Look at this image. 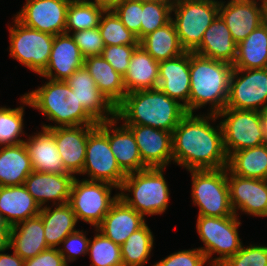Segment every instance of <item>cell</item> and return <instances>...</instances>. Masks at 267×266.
<instances>
[{
	"instance_id": "obj_42",
	"label": "cell",
	"mask_w": 267,
	"mask_h": 266,
	"mask_svg": "<svg viewBox=\"0 0 267 266\" xmlns=\"http://www.w3.org/2000/svg\"><path fill=\"white\" fill-rule=\"evenodd\" d=\"M126 28L141 40L142 0H121L113 9Z\"/></svg>"
},
{
	"instance_id": "obj_24",
	"label": "cell",
	"mask_w": 267,
	"mask_h": 266,
	"mask_svg": "<svg viewBox=\"0 0 267 266\" xmlns=\"http://www.w3.org/2000/svg\"><path fill=\"white\" fill-rule=\"evenodd\" d=\"M33 135H28V138L23 142L30 157L33 171L70 174L64 168L53 133L42 127L40 132Z\"/></svg>"
},
{
	"instance_id": "obj_46",
	"label": "cell",
	"mask_w": 267,
	"mask_h": 266,
	"mask_svg": "<svg viewBox=\"0 0 267 266\" xmlns=\"http://www.w3.org/2000/svg\"><path fill=\"white\" fill-rule=\"evenodd\" d=\"M139 45H111L105 46L102 52L103 58L110 63L116 72L124 76L134 50Z\"/></svg>"
},
{
	"instance_id": "obj_36",
	"label": "cell",
	"mask_w": 267,
	"mask_h": 266,
	"mask_svg": "<svg viewBox=\"0 0 267 266\" xmlns=\"http://www.w3.org/2000/svg\"><path fill=\"white\" fill-rule=\"evenodd\" d=\"M153 244V233L145 223L121 245L123 266H144L149 261Z\"/></svg>"
},
{
	"instance_id": "obj_40",
	"label": "cell",
	"mask_w": 267,
	"mask_h": 266,
	"mask_svg": "<svg viewBox=\"0 0 267 266\" xmlns=\"http://www.w3.org/2000/svg\"><path fill=\"white\" fill-rule=\"evenodd\" d=\"M91 266H123L121 246L105 237L95 228V237L89 241Z\"/></svg>"
},
{
	"instance_id": "obj_1",
	"label": "cell",
	"mask_w": 267,
	"mask_h": 266,
	"mask_svg": "<svg viewBox=\"0 0 267 266\" xmlns=\"http://www.w3.org/2000/svg\"><path fill=\"white\" fill-rule=\"evenodd\" d=\"M206 114L187 113L172 132L173 164L187 171L227 168L221 124H210L219 118Z\"/></svg>"
},
{
	"instance_id": "obj_50",
	"label": "cell",
	"mask_w": 267,
	"mask_h": 266,
	"mask_svg": "<svg viewBox=\"0 0 267 266\" xmlns=\"http://www.w3.org/2000/svg\"><path fill=\"white\" fill-rule=\"evenodd\" d=\"M10 229L11 227L8 225L4 223L0 224V252L10 249Z\"/></svg>"
},
{
	"instance_id": "obj_48",
	"label": "cell",
	"mask_w": 267,
	"mask_h": 266,
	"mask_svg": "<svg viewBox=\"0 0 267 266\" xmlns=\"http://www.w3.org/2000/svg\"><path fill=\"white\" fill-rule=\"evenodd\" d=\"M24 266H69L57 248H48L33 258L24 260Z\"/></svg>"
},
{
	"instance_id": "obj_16",
	"label": "cell",
	"mask_w": 267,
	"mask_h": 266,
	"mask_svg": "<svg viewBox=\"0 0 267 266\" xmlns=\"http://www.w3.org/2000/svg\"><path fill=\"white\" fill-rule=\"evenodd\" d=\"M138 145L143 164L147 168H164L173 161L172 133L143 125H125Z\"/></svg>"
},
{
	"instance_id": "obj_28",
	"label": "cell",
	"mask_w": 267,
	"mask_h": 266,
	"mask_svg": "<svg viewBox=\"0 0 267 266\" xmlns=\"http://www.w3.org/2000/svg\"><path fill=\"white\" fill-rule=\"evenodd\" d=\"M9 247L23 260L33 258L48 249L41 216L28 218L12 226Z\"/></svg>"
},
{
	"instance_id": "obj_41",
	"label": "cell",
	"mask_w": 267,
	"mask_h": 266,
	"mask_svg": "<svg viewBox=\"0 0 267 266\" xmlns=\"http://www.w3.org/2000/svg\"><path fill=\"white\" fill-rule=\"evenodd\" d=\"M172 16L171 5L157 1L142 0L141 39L168 24Z\"/></svg>"
},
{
	"instance_id": "obj_43",
	"label": "cell",
	"mask_w": 267,
	"mask_h": 266,
	"mask_svg": "<svg viewBox=\"0 0 267 266\" xmlns=\"http://www.w3.org/2000/svg\"><path fill=\"white\" fill-rule=\"evenodd\" d=\"M219 266H267V246L251 244L242 248Z\"/></svg>"
},
{
	"instance_id": "obj_5",
	"label": "cell",
	"mask_w": 267,
	"mask_h": 266,
	"mask_svg": "<svg viewBox=\"0 0 267 266\" xmlns=\"http://www.w3.org/2000/svg\"><path fill=\"white\" fill-rule=\"evenodd\" d=\"M164 171V168H147L126 174L119 198L143 217L161 215L168 208L170 195Z\"/></svg>"
},
{
	"instance_id": "obj_7",
	"label": "cell",
	"mask_w": 267,
	"mask_h": 266,
	"mask_svg": "<svg viewBox=\"0 0 267 266\" xmlns=\"http://www.w3.org/2000/svg\"><path fill=\"white\" fill-rule=\"evenodd\" d=\"M174 12V13H173ZM171 17L182 48L194 52L201 44L204 32L219 15L218 0H177Z\"/></svg>"
},
{
	"instance_id": "obj_8",
	"label": "cell",
	"mask_w": 267,
	"mask_h": 266,
	"mask_svg": "<svg viewBox=\"0 0 267 266\" xmlns=\"http://www.w3.org/2000/svg\"><path fill=\"white\" fill-rule=\"evenodd\" d=\"M191 197L199 207L198 215L228 217L235 215L232 209L227 182V168L216 170H190Z\"/></svg>"
},
{
	"instance_id": "obj_51",
	"label": "cell",
	"mask_w": 267,
	"mask_h": 266,
	"mask_svg": "<svg viewBox=\"0 0 267 266\" xmlns=\"http://www.w3.org/2000/svg\"><path fill=\"white\" fill-rule=\"evenodd\" d=\"M120 1L121 0H86L85 2L97 5L98 7L103 8L105 11H108L113 10Z\"/></svg>"
},
{
	"instance_id": "obj_55",
	"label": "cell",
	"mask_w": 267,
	"mask_h": 266,
	"mask_svg": "<svg viewBox=\"0 0 267 266\" xmlns=\"http://www.w3.org/2000/svg\"><path fill=\"white\" fill-rule=\"evenodd\" d=\"M68 1L69 3H76V2H85L86 0H65Z\"/></svg>"
},
{
	"instance_id": "obj_12",
	"label": "cell",
	"mask_w": 267,
	"mask_h": 266,
	"mask_svg": "<svg viewBox=\"0 0 267 266\" xmlns=\"http://www.w3.org/2000/svg\"><path fill=\"white\" fill-rule=\"evenodd\" d=\"M223 132L224 149L232 153L266 143L259 111L224 108L217 114Z\"/></svg>"
},
{
	"instance_id": "obj_27",
	"label": "cell",
	"mask_w": 267,
	"mask_h": 266,
	"mask_svg": "<svg viewBox=\"0 0 267 266\" xmlns=\"http://www.w3.org/2000/svg\"><path fill=\"white\" fill-rule=\"evenodd\" d=\"M194 53L214 60L228 62L233 65L237 56V43L218 15L204 32L200 46Z\"/></svg>"
},
{
	"instance_id": "obj_37",
	"label": "cell",
	"mask_w": 267,
	"mask_h": 266,
	"mask_svg": "<svg viewBox=\"0 0 267 266\" xmlns=\"http://www.w3.org/2000/svg\"><path fill=\"white\" fill-rule=\"evenodd\" d=\"M20 104L17 108H10L0 106V147L17 145L23 143L25 140L20 137L24 135V106L31 107V104L26 97L22 95Z\"/></svg>"
},
{
	"instance_id": "obj_25",
	"label": "cell",
	"mask_w": 267,
	"mask_h": 266,
	"mask_svg": "<svg viewBox=\"0 0 267 266\" xmlns=\"http://www.w3.org/2000/svg\"><path fill=\"white\" fill-rule=\"evenodd\" d=\"M41 207L24 185L0 186V219L12 227L39 215Z\"/></svg>"
},
{
	"instance_id": "obj_29",
	"label": "cell",
	"mask_w": 267,
	"mask_h": 266,
	"mask_svg": "<svg viewBox=\"0 0 267 266\" xmlns=\"http://www.w3.org/2000/svg\"><path fill=\"white\" fill-rule=\"evenodd\" d=\"M158 70L159 62L139 45L134 50L123 76L126 93L158 88Z\"/></svg>"
},
{
	"instance_id": "obj_34",
	"label": "cell",
	"mask_w": 267,
	"mask_h": 266,
	"mask_svg": "<svg viewBox=\"0 0 267 266\" xmlns=\"http://www.w3.org/2000/svg\"><path fill=\"white\" fill-rule=\"evenodd\" d=\"M227 169L241 177L267 180V144L232 153Z\"/></svg>"
},
{
	"instance_id": "obj_23",
	"label": "cell",
	"mask_w": 267,
	"mask_h": 266,
	"mask_svg": "<svg viewBox=\"0 0 267 266\" xmlns=\"http://www.w3.org/2000/svg\"><path fill=\"white\" fill-rule=\"evenodd\" d=\"M145 221L140 213L118 198L96 229L121 246L132 233L146 223Z\"/></svg>"
},
{
	"instance_id": "obj_32",
	"label": "cell",
	"mask_w": 267,
	"mask_h": 266,
	"mask_svg": "<svg viewBox=\"0 0 267 266\" xmlns=\"http://www.w3.org/2000/svg\"><path fill=\"white\" fill-rule=\"evenodd\" d=\"M32 171L24 143L0 147V186L23 185Z\"/></svg>"
},
{
	"instance_id": "obj_17",
	"label": "cell",
	"mask_w": 267,
	"mask_h": 266,
	"mask_svg": "<svg viewBox=\"0 0 267 266\" xmlns=\"http://www.w3.org/2000/svg\"><path fill=\"white\" fill-rule=\"evenodd\" d=\"M219 16L238 44L265 21V9L254 0H220Z\"/></svg>"
},
{
	"instance_id": "obj_52",
	"label": "cell",
	"mask_w": 267,
	"mask_h": 266,
	"mask_svg": "<svg viewBox=\"0 0 267 266\" xmlns=\"http://www.w3.org/2000/svg\"><path fill=\"white\" fill-rule=\"evenodd\" d=\"M259 116H260L262 130L264 131L266 144H267V106L259 111Z\"/></svg>"
},
{
	"instance_id": "obj_31",
	"label": "cell",
	"mask_w": 267,
	"mask_h": 266,
	"mask_svg": "<svg viewBox=\"0 0 267 266\" xmlns=\"http://www.w3.org/2000/svg\"><path fill=\"white\" fill-rule=\"evenodd\" d=\"M39 215L42 218L48 248H58L70 233L76 231L78 221L69 203L54 205V209L53 205H47L40 209Z\"/></svg>"
},
{
	"instance_id": "obj_53",
	"label": "cell",
	"mask_w": 267,
	"mask_h": 266,
	"mask_svg": "<svg viewBox=\"0 0 267 266\" xmlns=\"http://www.w3.org/2000/svg\"><path fill=\"white\" fill-rule=\"evenodd\" d=\"M147 1H157V2H162V3L169 4V5L173 6V4H174L177 0H147Z\"/></svg>"
},
{
	"instance_id": "obj_26",
	"label": "cell",
	"mask_w": 267,
	"mask_h": 266,
	"mask_svg": "<svg viewBox=\"0 0 267 266\" xmlns=\"http://www.w3.org/2000/svg\"><path fill=\"white\" fill-rule=\"evenodd\" d=\"M116 118L108 121V140L111 151L120 169L125 173H133L147 169L140 156L133 133Z\"/></svg>"
},
{
	"instance_id": "obj_18",
	"label": "cell",
	"mask_w": 267,
	"mask_h": 266,
	"mask_svg": "<svg viewBox=\"0 0 267 266\" xmlns=\"http://www.w3.org/2000/svg\"><path fill=\"white\" fill-rule=\"evenodd\" d=\"M65 82L72 88L84 110L97 123L116 118V107L99 91L84 66L72 73Z\"/></svg>"
},
{
	"instance_id": "obj_44",
	"label": "cell",
	"mask_w": 267,
	"mask_h": 266,
	"mask_svg": "<svg viewBox=\"0 0 267 266\" xmlns=\"http://www.w3.org/2000/svg\"><path fill=\"white\" fill-rule=\"evenodd\" d=\"M71 36L84 58L102 55L105 45L98 27L76 31Z\"/></svg>"
},
{
	"instance_id": "obj_21",
	"label": "cell",
	"mask_w": 267,
	"mask_h": 266,
	"mask_svg": "<svg viewBox=\"0 0 267 266\" xmlns=\"http://www.w3.org/2000/svg\"><path fill=\"white\" fill-rule=\"evenodd\" d=\"M158 77V88L182 104L189 113L190 52L185 51L177 57L160 61Z\"/></svg>"
},
{
	"instance_id": "obj_14",
	"label": "cell",
	"mask_w": 267,
	"mask_h": 266,
	"mask_svg": "<svg viewBox=\"0 0 267 266\" xmlns=\"http://www.w3.org/2000/svg\"><path fill=\"white\" fill-rule=\"evenodd\" d=\"M69 4L65 0H26L14 17L29 28L55 36L65 33Z\"/></svg>"
},
{
	"instance_id": "obj_4",
	"label": "cell",
	"mask_w": 267,
	"mask_h": 266,
	"mask_svg": "<svg viewBox=\"0 0 267 266\" xmlns=\"http://www.w3.org/2000/svg\"><path fill=\"white\" fill-rule=\"evenodd\" d=\"M31 107L39 110L54 125L43 124L41 127L97 125L98 123L84 110L76 94L65 81L48 79L42 86L25 93Z\"/></svg>"
},
{
	"instance_id": "obj_2",
	"label": "cell",
	"mask_w": 267,
	"mask_h": 266,
	"mask_svg": "<svg viewBox=\"0 0 267 266\" xmlns=\"http://www.w3.org/2000/svg\"><path fill=\"white\" fill-rule=\"evenodd\" d=\"M187 114L185 107L159 88L130 92L116 107L124 125H143L173 132Z\"/></svg>"
},
{
	"instance_id": "obj_19",
	"label": "cell",
	"mask_w": 267,
	"mask_h": 266,
	"mask_svg": "<svg viewBox=\"0 0 267 266\" xmlns=\"http://www.w3.org/2000/svg\"><path fill=\"white\" fill-rule=\"evenodd\" d=\"M96 126L80 125L49 129L54 135L58 152L68 173L74 176L75 174L81 175L85 161L88 135Z\"/></svg>"
},
{
	"instance_id": "obj_45",
	"label": "cell",
	"mask_w": 267,
	"mask_h": 266,
	"mask_svg": "<svg viewBox=\"0 0 267 266\" xmlns=\"http://www.w3.org/2000/svg\"><path fill=\"white\" fill-rule=\"evenodd\" d=\"M86 231L76 230L70 233L61 243L63 248L58 247L59 253L63 256L65 263L73 262L79 255H87L89 248L88 237Z\"/></svg>"
},
{
	"instance_id": "obj_11",
	"label": "cell",
	"mask_w": 267,
	"mask_h": 266,
	"mask_svg": "<svg viewBox=\"0 0 267 266\" xmlns=\"http://www.w3.org/2000/svg\"><path fill=\"white\" fill-rule=\"evenodd\" d=\"M9 27L10 57L40 75L47 67L54 35L29 28L15 17Z\"/></svg>"
},
{
	"instance_id": "obj_39",
	"label": "cell",
	"mask_w": 267,
	"mask_h": 266,
	"mask_svg": "<svg viewBox=\"0 0 267 266\" xmlns=\"http://www.w3.org/2000/svg\"><path fill=\"white\" fill-rule=\"evenodd\" d=\"M104 45H140L113 10L104 11L98 26Z\"/></svg>"
},
{
	"instance_id": "obj_15",
	"label": "cell",
	"mask_w": 267,
	"mask_h": 266,
	"mask_svg": "<svg viewBox=\"0 0 267 266\" xmlns=\"http://www.w3.org/2000/svg\"><path fill=\"white\" fill-rule=\"evenodd\" d=\"M230 203L238 216L241 213L267 217V180L245 178L227 169Z\"/></svg>"
},
{
	"instance_id": "obj_54",
	"label": "cell",
	"mask_w": 267,
	"mask_h": 266,
	"mask_svg": "<svg viewBox=\"0 0 267 266\" xmlns=\"http://www.w3.org/2000/svg\"><path fill=\"white\" fill-rule=\"evenodd\" d=\"M254 1H256L259 5H261L265 10L267 9V0H254Z\"/></svg>"
},
{
	"instance_id": "obj_3",
	"label": "cell",
	"mask_w": 267,
	"mask_h": 266,
	"mask_svg": "<svg viewBox=\"0 0 267 266\" xmlns=\"http://www.w3.org/2000/svg\"><path fill=\"white\" fill-rule=\"evenodd\" d=\"M233 65L190 52L189 113L210 106L208 113L218 114L228 100ZM210 111V112H209Z\"/></svg>"
},
{
	"instance_id": "obj_13",
	"label": "cell",
	"mask_w": 267,
	"mask_h": 266,
	"mask_svg": "<svg viewBox=\"0 0 267 266\" xmlns=\"http://www.w3.org/2000/svg\"><path fill=\"white\" fill-rule=\"evenodd\" d=\"M267 106V68H233L225 108L260 111Z\"/></svg>"
},
{
	"instance_id": "obj_35",
	"label": "cell",
	"mask_w": 267,
	"mask_h": 266,
	"mask_svg": "<svg viewBox=\"0 0 267 266\" xmlns=\"http://www.w3.org/2000/svg\"><path fill=\"white\" fill-rule=\"evenodd\" d=\"M139 43L158 62L177 57L185 52L172 21L147 34Z\"/></svg>"
},
{
	"instance_id": "obj_20",
	"label": "cell",
	"mask_w": 267,
	"mask_h": 266,
	"mask_svg": "<svg viewBox=\"0 0 267 266\" xmlns=\"http://www.w3.org/2000/svg\"><path fill=\"white\" fill-rule=\"evenodd\" d=\"M75 177L73 174L32 171L23 185L42 208L49 201L53 206L68 203Z\"/></svg>"
},
{
	"instance_id": "obj_10",
	"label": "cell",
	"mask_w": 267,
	"mask_h": 266,
	"mask_svg": "<svg viewBox=\"0 0 267 266\" xmlns=\"http://www.w3.org/2000/svg\"><path fill=\"white\" fill-rule=\"evenodd\" d=\"M82 175L121 187L126 174L118 166L108 140V121L99 122L89 133Z\"/></svg>"
},
{
	"instance_id": "obj_47",
	"label": "cell",
	"mask_w": 267,
	"mask_h": 266,
	"mask_svg": "<svg viewBox=\"0 0 267 266\" xmlns=\"http://www.w3.org/2000/svg\"><path fill=\"white\" fill-rule=\"evenodd\" d=\"M207 263L204 253L199 248H192L171 253L152 266H204Z\"/></svg>"
},
{
	"instance_id": "obj_6",
	"label": "cell",
	"mask_w": 267,
	"mask_h": 266,
	"mask_svg": "<svg viewBox=\"0 0 267 266\" xmlns=\"http://www.w3.org/2000/svg\"><path fill=\"white\" fill-rule=\"evenodd\" d=\"M236 214L228 217H206L198 215L196 230L204 247H198L205 255L207 265L219 266L234 256L243 246L238 228L241 225ZM219 257L213 259L212 255ZM213 259V260H212Z\"/></svg>"
},
{
	"instance_id": "obj_30",
	"label": "cell",
	"mask_w": 267,
	"mask_h": 266,
	"mask_svg": "<svg viewBox=\"0 0 267 266\" xmlns=\"http://www.w3.org/2000/svg\"><path fill=\"white\" fill-rule=\"evenodd\" d=\"M83 66L92 76L99 91L117 107L127 94L123 76L116 72L102 55L85 58Z\"/></svg>"
},
{
	"instance_id": "obj_33",
	"label": "cell",
	"mask_w": 267,
	"mask_h": 266,
	"mask_svg": "<svg viewBox=\"0 0 267 266\" xmlns=\"http://www.w3.org/2000/svg\"><path fill=\"white\" fill-rule=\"evenodd\" d=\"M233 68H267V23L265 21L237 44V56Z\"/></svg>"
},
{
	"instance_id": "obj_56",
	"label": "cell",
	"mask_w": 267,
	"mask_h": 266,
	"mask_svg": "<svg viewBox=\"0 0 267 266\" xmlns=\"http://www.w3.org/2000/svg\"><path fill=\"white\" fill-rule=\"evenodd\" d=\"M265 22L267 23V9L265 10Z\"/></svg>"
},
{
	"instance_id": "obj_9",
	"label": "cell",
	"mask_w": 267,
	"mask_h": 266,
	"mask_svg": "<svg viewBox=\"0 0 267 266\" xmlns=\"http://www.w3.org/2000/svg\"><path fill=\"white\" fill-rule=\"evenodd\" d=\"M113 188L119 190L107 182L79 180L75 177L68 203L77 221H84L96 228L109 212L112 204L119 198V193L111 197Z\"/></svg>"
},
{
	"instance_id": "obj_22",
	"label": "cell",
	"mask_w": 267,
	"mask_h": 266,
	"mask_svg": "<svg viewBox=\"0 0 267 266\" xmlns=\"http://www.w3.org/2000/svg\"><path fill=\"white\" fill-rule=\"evenodd\" d=\"M84 59L71 34H57L54 36L48 65L40 76L66 81L72 73L83 67Z\"/></svg>"
},
{
	"instance_id": "obj_38",
	"label": "cell",
	"mask_w": 267,
	"mask_h": 266,
	"mask_svg": "<svg viewBox=\"0 0 267 266\" xmlns=\"http://www.w3.org/2000/svg\"><path fill=\"white\" fill-rule=\"evenodd\" d=\"M104 11L103 8L88 2L70 3L67 10L65 33L71 34V32L98 27Z\"/></svg>"
},
{
	"instance_id": "obj_49",
	"label": "cell",
	"mask_w": 267,
	"mask_h": 266,
	"mask_svg": "<svg viewBox=\"0 0 267 266\" xmlns=\"http://www.w3.org/2000/svg\"><path fill=\"white\" fill-rule=\"evenodd\" d=\"M0 252V266H24V260L14 251L11 254Z\"/></svg>"
}]
</instances>
